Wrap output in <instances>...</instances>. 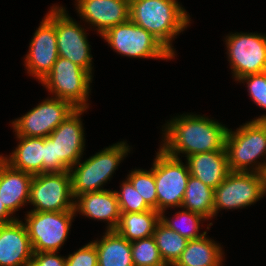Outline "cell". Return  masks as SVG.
<instances>
[{
  "instance_id": "obj_32",
  "label": "cell",
  "mask_w": 266,
  "mask_h": 266,
  "mask_svg": "<svg viewBox=\"0 0 266 266\" xmlns=\"http://www.w3.org/2000/svg\"><path fill=\"white\" fill-rule=\"evenodd\" d=\"M66 266H98V254L93 241L69 254Z\"/></svg>"
},
{
  "instance_id": "obj_28",
  "label": "cell",
  "mask_w": 266,
  "mask_h": 266,
  "mask_svg": "<svg viewBox=\"0 0 266 266\" xmlns=\"http://www.w3.org/2000/svg\"><path fill=\"white\" fill-rule=\"evenodd\" d=\"M134 266H165L157 248L155 238L149 237L131 242Z\"/></svg>"
},
{
  "instance_id": "obj_6",
  "label": "cell",
  "mask_w": 266,
  "mask_h": 266,
  "mask_svg": "<svg viewBox=\"0 0 266 266\" xmlns=\"http://www.w3.org/2000/svg\"><path fill=\"white\" fill-rule=\"evenodd\" d=\"M115 52L133 58L171 60L174 55L150 32L133 23L118 24L102 35Z\"/></svg>"
},
{
  "instance_id": "obj_1",
  "label": "cell",
  "mask_w": 266,
  "mask_h": 266,
  "mask_svg": "<svg viewBox=\"0 0 266 266\" xmlns=\"http://www.w3.org/2000/svg\"><path fill=\"white\" fill-rule=\"evenodd\" d=\"M167 123L160 148L172 157L218 151L225 146L228 128L204 115L184 114Z\"/></svg>"
},
{
  "instance_id": "obj_14",
  "label": "cell",
  "mask_w": 266,
  "mask_h": 266,
  "mask_svg": "<svg viewBox=\"0 0 266 266\" xmlns=\"http://www.w3.org/2000/svg\"><path fill=\"white\" fill-rule=\"evenodd\" d=\"M58 57L53 6L34 33L25 57V66L28 73L41 82L50 73Z\"/></svg>"
},
{
  "instance_id": "obj_8",
  "label": "cell",
  "mask_w": 266,
  "mask_h": 266,
  "mask_svg": "<svg viewBox=\"0 0 266 266\" xmlns=\"http://www.w3.org/2000/svg\"><path fill=\"white\" fill-rule=\"evenodd\" d=\"M74 210L62 212L29 211L24 223L33 252H58L66 241Z\"/></svg>"
},
{
  "instance_id": "obj_20",
  "label": "cell",
  "mask_w": 266,
  "mask_h": 266,
  "mask_svg": "<svg viewBox=\"0 0 266 266\" xmlns=\"http://www.w3.org/2000/svg\"><path fill=\"white\" fill-rule=\"evenodd\" d=\"M33 175L12 168L0 156V199L13 214L29 201Z\"/></svg>"
},
{
  "instance_id": "obj_31",
  "label": "cell",
  "mask_w": 266,
  "mask_h": 266,
  "mask_svg": "<svg viewBox=\"0 0 266 266\" xmlns=\"http://www.w3.org/2000/svg\"><path fill=\"white\" fill-rule=\"evenodd\" d=\"M237 81L247 82L250 98L256 105L266 109V72L246 75Z\"/></svg>"
},
{
  "instance_id": "obj_23",
  "label": "cell",
  "mask_w": 266,
  "mask_h": 266,
  "mask_svg": "<svg viewBox=\"0 0 266 266\" xmlns=\"http://www.w3.org/2000/svg\"><path fill=\"white\" fill-rule=\"evenodd\" d=\"M222 262V247L205 235L196 240H189L174 266H222Z\"/></svg>"
},
{
  "instance_id": "obj_33",
  "label": "cell",
  "mask_w": 266,
  "mask_h": 266,
  "mask_svg": "<svg viewBox=\"0 0 266 266\" xmlns=\"http://www.w3.org/2000/svg\"><path fill=\"white\" fill-rule=\"evenodd\" d=\"M31 263L34 266H66V257L58 256L57 252H34Z\"/></svg>"
},
{
  "instance_id": "obj_24",
  "label": "cell",
  "mask_w": 266,
  "mask_h": 266,
  "mask_svg": "<svg viewBox=\"0 0 266 266\" xmlns=\"http://www.w3.org/2000/svg\"><path fill=\"white\" fill-rule=\"evenodd\" d=\"M161 213L155 209L140 213H121L115 231L130 242L153 236Z\"/></svg>"
},
{
  "instance_id": "obj_26",
  "label": "cell",
  "mask_w": 266,
  "mask_h": 266,
  "mask_svg": "<svg viewBox=\"0 0 266 266\" xmlns=\"http://www.w3.org/2000/svg\"><path fill=\"white\" fill-rule=\"evenodd\" d=\"M157 248L165 264L174 265L186 248L188 239L169 229L161 221L153 233Z\"/></svg>"
},
{
  "instance_id": "obj_36",
  "label": "cell",
  "mask_w": 266,
  "mask_h": 266,
  "mask_svg": "<svg viewBox=\"0 0 266 266\" xmlns=\"http://www.w3.org/2000/svg\"><path fill=\"white\" fill-rule=\"evenodd\" d=\"M254 121H266V115H262L261 117H257L254 119Z\"/></svg>"
},
{
  "instance_id": "obj_13",
  "label": "cell",
  "mask_w": 266,
  "mask_h": 266,
  "mask_svg": "<svg viewBox=\"0 0 266 266\" xmlns=\"http://www.w3.org/2000/svg\"><path fill=\"white\" fill-rule=\"evenodd\" d=\"M62 6L55 5V32L60 57L79 65L92 75V59L87 33Z\"/></svg>"
},
{
  "instance_id": "obj_4",
  "label": "cell",
  "mask_w": 266,
  "mask_h": 266,
  "mask_svg": "<svg viewBox=\"0 0 266 266\" xmlns=\"http://www.w3.org/2000/svg\"><path fill=\"white\" fill-rule=\"evenodd\" d=\"M128 152H130L129 146L122 141L106 147L82 163L79 160L69 170L73 198L83 193L104 190L103 184L110 180Z\"/></svg>"
},
{
  "instance_id": "obj_25",
  "label": "cell",
  "mask_w": 266,
  "mask_h": 266,
  "mask_svg": "<svg viewBox=\"0 0 266 266\" xmlns=\"http://www.w3.org/2000/svg\"><path fill=\"white\" fill-rule=\"evenodd\" d=\"M182 209L198 213L207 218L214 217V189L190 175L187 182Z\"/></svg>"
},
{
  "instance_id": "obj_10",
  "label": "cell",
  "mask_w": 266,
  "mask_h": 266,
  "mask_svg": "<svg viewBox=\"0 0 266 266\" xmlns=\"http://www.w3.org/2000/svg\"><path fill=\"white\" fill-rule=\"evenodd\" d=\"M265 176L255 172H230L214 189V216L222 209L254 204L265 194Z\"/></svg>"
},
{
  "instance_id": "obj_15",
  "label": "cell",
  "mask_w": 266,
  "mask_h": 266,
  "mask_svg": "<svg viewBox=\"0 0 266 266\" xmlns=\"http://www.w3.org/2000/svg\"><path fill=\"white\" fill-rule=\"evenodd\" d=\"M86 109H76L49 135L53 141L55 163L69 171L79 160L85 147V134L81 115Z\"/></svg>"
},
{
  "instance_id": "obj_21",
  "label": "cell",
  "mask_w": 266,
  "mask_h": 266,
  "mask_svg": "<svg viewBox=\"0 0 266 266\" xmlns=\"http://www.w3.org/2000/svg\"><path fill=\"white\" fill-rule=\"evenodd\" d=\"M20 140L9 157L1 156L12 168L31 175L43 173L44 138L17 136Z\"/></svg>"
},
{
  "instance_id": "obj_17",
  "label": "cell",
  "mask_w": 266,
  "mask_h": 266,
  "mask_svg": "<svg viewBox=\"0 0 266 266\" xmlns=\"http://www.w3.org/2000/svg\"><path fill=\"white\" fill-rule=\"evenodd\" d=\"M33 253L21 220L0 225V266H26L31 264Z\"/></svg>"
},
{
  "instance_id": "obj_5",
  "label": "cell",
  "mask_w": 266,
  "mask_h": 266,
  "mask_svg": "<svg viewBox=\"0 0 266 266\" xmlns=\"http://www.w3.org/2000/svg\"><path fill=\"white\" fill-rule=\"evenodd\" d=\"M92 76L79 65L59 56L41 83L55 98L69 101L76 109H87Z\"/></svg>"
},
{
  "instance_id": "obj_11",
  "label": "cell",
  "mask_w": 266,
  "mask_h": 266,
  "mask_svg": "<svg viewBox=\"0 0 266 266\" xmlns=\"http://www.w3.org/2000/svg\"><path fill=\"white\" fill-rule=\"evenodd\" d=\"M228 61L236 81L246 75L266 72V36L233 33L226 36Z\"/></svg>"
},
{
  "instance_id": "obj_37",
  "label": "cell",
  "mask_w": 266,
  "mask_h": 266,
  "mask_svg": "<svg viewBox=\"0 0 266 266\" xmlns=\"http://www.w3.org/2000/svg\"><path fill=\"white\" fill-rule=\"evenodd\" d=\"M264 176H265V192H266V170L264 172Z\"/></svg>"
},
{
  "instance_id": "obj_2",
  "label": "cell",
  "mask_w": 266,
  "mask_h": 266,
  "mask_svg": "<svg viewBox=\"0 0 266 266\" xmlns=\"http://www.w3.org/2000/svg\"><path fill=\"white\" fill-rule=\"evenodd\" d=\"M130 20L150 32L174 56L172 40L190 23L186 10L176 0H130Z\"/></svg>"
},
{
  "instance_id": "obj_34",
  "label": "cell",
  "mask_w": 266,
  "mask_h": 266,
  "mask_svg": "<svg viewBox=\"0 0 266 266\" xmlns=\"http://www.w3.org/2000/svg\"><path fill=\"white\" fill-rule=\"evenodd\" d=\"M64 172L54 160L53 141L48 136L44 138L43 173Z\"/></svg>"
},
{
  "instance_id": "obj_3",
  "label": "cell",
  "mask_w": 266,
  "mask_h": 266,
  "mask_svg": "<svg viewBox=\"0 0 266 266\" xmlns=\"http://www.w3.org/2000/svg\"><path fill=\"white\" fill-rule=\"evenodd\" d=\"M225 149L230 171L264 174L266 160L262 163L256 160L266 156V121L252 120L241 125L236 131L227 129Z\"/></svg>"
},
{
  "instance_id": "obj_16",
  "label": "cell",
  "mask_w": 266,
  "mask_h": 266,
  "mask_svg": "<svg viewBox=\"0 0 266 266\" xmlns=\"http://www.w3.org/2000/svg\"><path fill=\"white\" fill-rule=\"evenodd\" d=\"M82 20L97 27L102 36L112 27L130 19V0H77Z\"/></svg>"
},
{
  "instance_id": "obj_18",
  "label": "cell",
  "mask_w": 266,
  "mask_h": 266,
  "mask_svg": "<svg viewBox=\"0 0 266 266\" xmlns=\"http://www.w3.org/2000/svg\"><path fill=\"white\" fill-rule=\"evenodd\" d=\"M74 200L75 214L79 212L94 220L107 221L108 231L117 228L121 211L115 190L87 192L76 196Z\"/></svg>"
},
{
  "instance_id": "obj_9",
  "label": "cell",
  "mask_w": 266,
  "mask_h": 266,
  "mask_svg": "<svg viewBox=\"0 0 266 266\" xmlns=\"http://www.w3.org/2000/svg\"><path fill=\"white\" fill-rule=\"evenodd\" d=\"M28 203L35 207L31 211L36 212L74 210L70 171L34 175Z\"/></svg>"
},
{
  "instance_id": "obj_22",
  "label": "cell",
  "mask_w": 266,
  "mask_h": 266,
  "mask_svg": "<svg viewBox=\"0 0 266 266\" xmlns=\"http://www.w3.org/2000/svg\"><path fill=\"white\" fill-rule=\"evenodd\" d=\"M93 243L98 254V266H134L131 242L115 230H106L101 240Z\"/></svg>"
},
{
  "instance_id": "obj_12",
  "label": "cell",
  "mask_w": 266,
  "mask_h": 266,
  "mask_svg": "<svg viewBox=\"0 0 266 266\" xmlns=\"http://www.w3.org/2000/svg\"><path fill=\"white\" fill-rule=\"evenodd\" d=\"M75 110L69 101L53 96L15 119L12 127L16 136L45 138Z\"/></svg>"
},
{
  "instance_id": "obj_30",
  "label": "cell",
  "mask_w": 266,
  "mask_h": 266,
  "mask_svg": "<svg viewBox=\"0 0 266 266\" xmlns=\"http://www.w3.org/2000/svg\"><path fill=\"white\" fill-rule=\"evenodd\" d=\"M120 187L121 190L115 192L121 213H140L152 210L128 179Z\"/></svg>"
},
{
  "instance_id": "obj_7",
  "label": "cell",
  "mask_w": 266,
  "mask_h": 266,
  "mask_svg": "<svg viewBox=\"0 0 266 266\" xmlns=\"http://www.w3.org/2000/svg\"><path fill=\"white\" fill-rule=\"evenodd\" d=\"M153 162L157 193V211L164 213L168 207H181L190 177L188 165L165 153L161 148Z\"/></svg>"
},
{
  "instance_id": "obj_29",
  "label": "cell",
  "mask_w": 266,
  "mask_h": 266,
  "mask_svg": "<svg viewBox=\"0 0 266 266\" xmlns=\"http://www.w3.org/2000/svg\"><path fill=\"white\" fill-rule=\"evenodd\" d=\"M134 188L142 196L145 202L157 211V193L153 173V167L147 170L135 169L129 173L127 178Z\"/></svg>"
},
{
  "instance_id": "obj_27",
  "label": "cell",
  "mask_w": 266,
  "mask_h": 266,
  "mask_svg": "<svg viewBox=\"0 0 266 266\" xmlns=\"http://www.w3.org/2000/svg\"><path fill=\"white\" fill-rule=\"evenodd\" d=\"M176 213V216L171 220L170 218L168 219L164 213H161L160 221L169 229L174 230L188 240H196L207 234L206 231L200 234L198 233L200 230V221L206 220V217L188 210Z\"/></svg>"
},
{
  "instance_id": "obj_35",
  "label": "cell",
  "mask_w": 266,
  "mask_h": 266,
  "mask_svg": "<svg viewBox=\"0 0 266 266\" xmlns=\"http://www.w3.org/2000/svg\"><path fill=\"white\" fill-rule=\"evenodd\" d=\"M12 215L13 214L7 209L0 199V225L16 221L17 218L12 217Z\"/></svg>"
},
{
  "instance_id": "obj_19",
  "label": "cell",
  "mask_w": 266,
  "mask_h": 266,
  "mask_svg": "<svg viewBox=\"0 0 266 266\" xmlns=\"http://www.w3.org/2000/svg\"><path fill=\"white\" fill-rule=\"evenodd\" d=\"M186 163L190 175L212 189L217 188L231 172L225 146L218 151L190 155Z\"/></svg>"
}]
</instances>
